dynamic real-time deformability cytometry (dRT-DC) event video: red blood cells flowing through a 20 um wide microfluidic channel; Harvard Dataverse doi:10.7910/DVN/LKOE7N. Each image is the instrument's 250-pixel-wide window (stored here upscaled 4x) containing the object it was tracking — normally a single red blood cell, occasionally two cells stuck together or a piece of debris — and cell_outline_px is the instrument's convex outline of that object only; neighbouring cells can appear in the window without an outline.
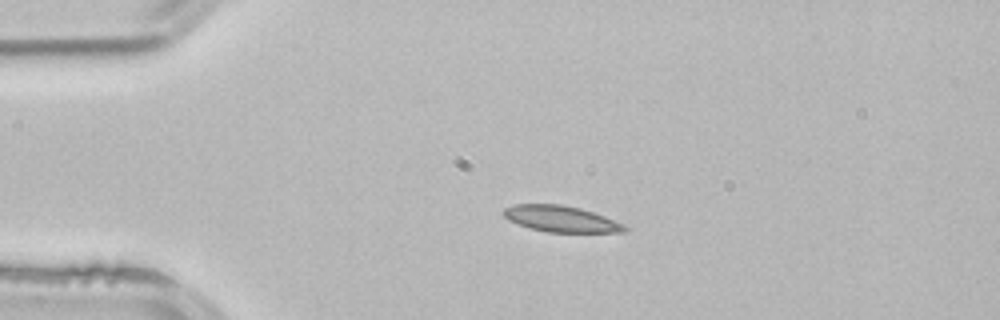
{"species": "common noctule bat (a hibernating species)", "species_latin": "Nyctalus noctula", "temperature_condition": "room temperature", "stored_images_in_passage": 42, "camera_frame_rate_fps": 3000, "um_per_image_px": 0.085, "animal": {"sex": "male", "body_mass_g": 21.5, "forearm_length_mm": 52.0}, "frame": {"image": 1, "passage_image": 1, "time_ms": 0.0, "image_size_px": [1000, 320], "cell_outline_px": [[628, 228], [624, 232], [548, 232], [528, 228], [516, 224], [508, 220], [504, 216], [504, 208], [516, 204], [560, 204], [580, 208], [604, 216], [624, 224]], "centroid_in_image_um": [47.66, 18.61], "position_along_channel_um": 37.3, "area_um2": 18.44}}
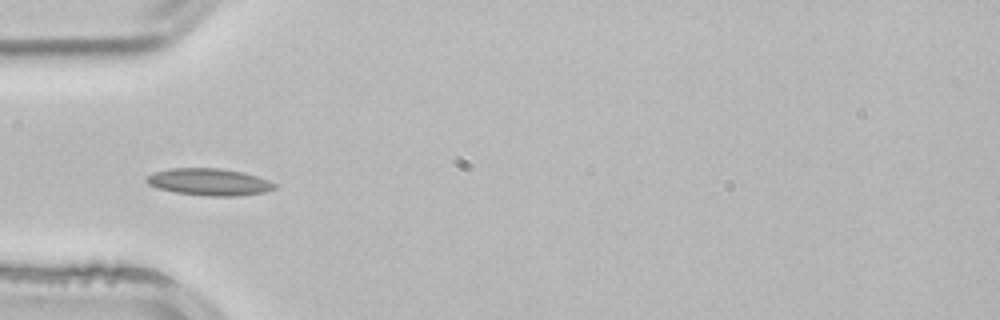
{"frame": {"image": 2, "passage_image": 6, "time_ms": 1.667, "image_size_px": [1000, 320], "cell_outline_px": [[276, 188], [264, 192], [236, 196], [208, 196], [176, 192], [156, 188], [148, 184], [144, 180], [152, 172], [168, 168], [220, 168], [244, 172], [268, 180], [276, 184]], "centroid_in_image_um": [17.75, 15.46], "position_along_channel_um": 67.3, "area_um2": 20.23}}
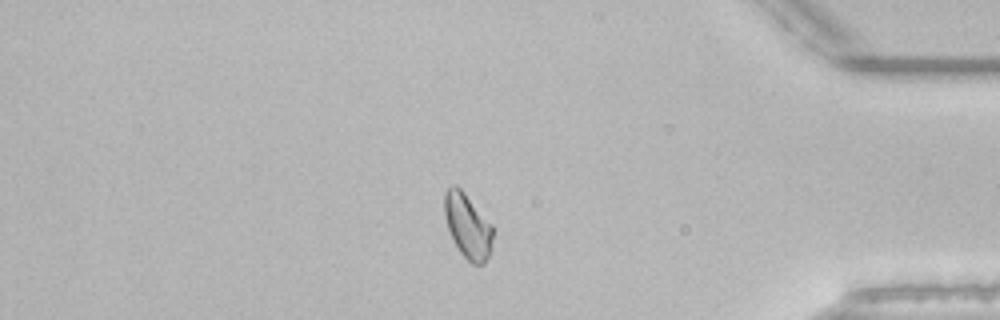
{"frame": {"image": 3, "passage_image": 34, "time_ms": 11.0, "image_size_px": [1000, 320], "cell_outline_px": [[492, 252], [484, 264], [472, 264], [460, 252], [448, 228], [444, 216], [444, 192], [452, 184], [456, 184], [464, 192], [492, 224]], "centroid_in_image_um": [39.76, 19.2], "position_along_channel_um": 395.4, "area_um2": 18.26}, "authors_computed_cell_mechanics": {"area_um2": 18.2359, "velocity_mm_per_s": 3.8549, "shape_relaxation_time_tau1_ms": null, "shape_relaxation_time_tau2_ms": 2.2934, "deformation_change_tau1": null, "deformation_change_tau2": 0.0716}}